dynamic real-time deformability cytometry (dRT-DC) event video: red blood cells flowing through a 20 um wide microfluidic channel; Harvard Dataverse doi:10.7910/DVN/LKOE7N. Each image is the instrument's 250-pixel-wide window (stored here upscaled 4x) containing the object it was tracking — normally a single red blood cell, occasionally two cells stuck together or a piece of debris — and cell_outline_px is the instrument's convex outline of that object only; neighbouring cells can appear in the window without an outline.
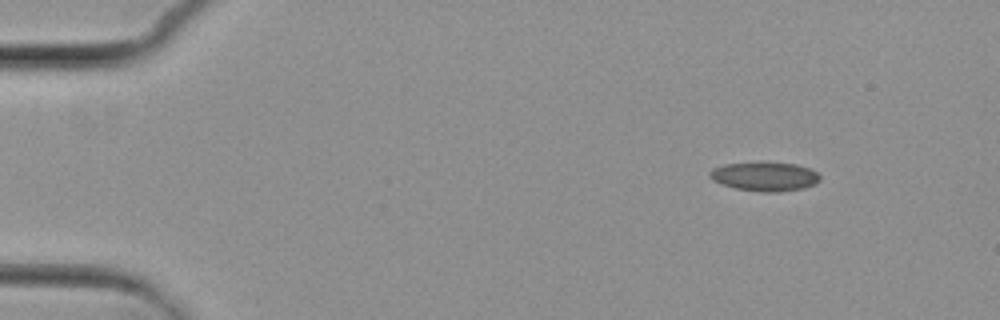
{"species": "common noctule bat (a hibernating species)", "species_latin": "Nyctalus noctula", "temperature_condition": "cold", "stored_images_in_passage": 2, "camera_frame_rate_fps": 3000, "um_per_image_px": 0.085, "animal": {"sex": "female", "body_mass_g": 29.2, "forearm_length_mm": 56.3}, "frame": {"image": 1, "passage_image": 2, "time_ms": 1.333, "image_size_px": [1000, 320], "cell_outline_px": [[820, 180], [816, 184], [804, 188], [776, 192], [760, 192], [736, 188], [712, 180], [708, 176], [708, 172], [712, 168], [724, 164], [764, 160], [796, 164], [812, 168], [820, 176]], "centroid_in_image_um": [65.01, 14.96], "position_along_channel_um": 20.0, "area_um2": 19.31}}